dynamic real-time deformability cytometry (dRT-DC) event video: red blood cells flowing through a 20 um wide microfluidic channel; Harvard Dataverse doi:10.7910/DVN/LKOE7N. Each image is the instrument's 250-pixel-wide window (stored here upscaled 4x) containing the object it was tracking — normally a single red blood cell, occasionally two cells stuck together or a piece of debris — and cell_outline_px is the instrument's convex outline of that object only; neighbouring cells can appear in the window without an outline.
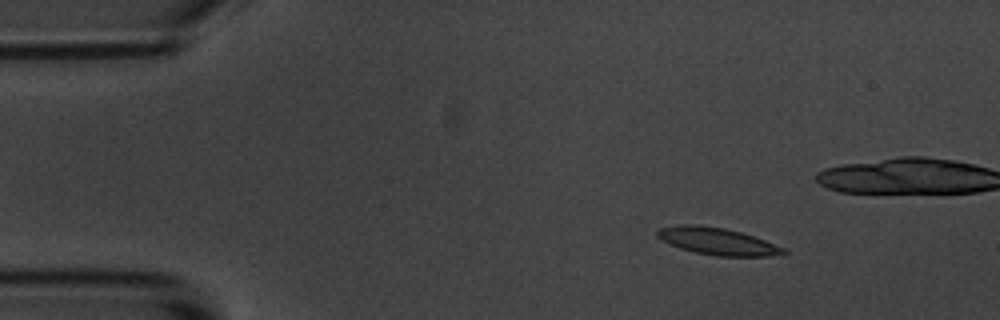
{"species": "common noctule bat (a hibernating species)", "species_latin": "Nyctalus noctula", "temperature_condition": "room temperature", "stored_images_in_passage": 4, "camera_frame_rate_fps": 3000, "um_per_image_px": 0.085, "animal": {"sex": "male", "body_mass_g": 20.1, "forearm_length_mm": 53.5}, "frame": {"image": 1, "passage_image": 1, "time_ms": 0.0, "image_size_px": [1000, 320], "cell_outline_px": [[788, 252], [784, 256], [716, 256], [696, 252], [680, 248], [668, 244], [656, 236], [656, 232], [660, 228], [676, 224], [692, 224], [724, 228], [740, 232], [764, 240], [784, 248]], "centroid_in_image_um": [60.97, 20.51], "position_along_channel_um": 24.0, "area_um2": 19.94}}